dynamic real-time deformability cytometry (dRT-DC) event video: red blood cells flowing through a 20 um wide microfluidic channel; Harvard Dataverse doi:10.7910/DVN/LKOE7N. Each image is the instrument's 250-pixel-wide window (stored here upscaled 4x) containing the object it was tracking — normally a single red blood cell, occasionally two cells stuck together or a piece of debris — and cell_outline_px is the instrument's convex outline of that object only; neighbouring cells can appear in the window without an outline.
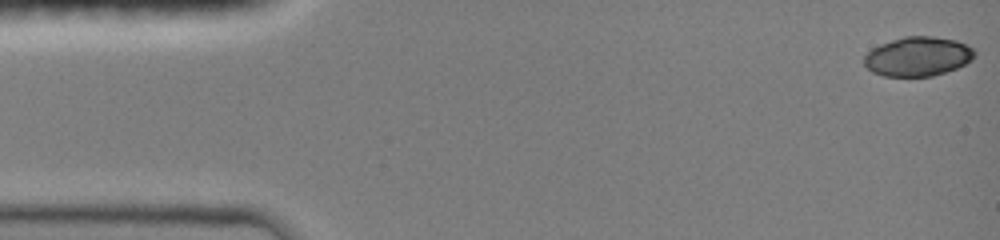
{"species": "common noctule bat (a hibernating species)", "species_latin": "Nyctalus noctula", "temperature_condition": "room temperature", "stored_images_in_passage": 10, "camera_frame_rate_fps": 3000, "um_per_image_px": 0.085, "animal": {"sex": "female", "body_mass_g": 19.0, "forearm_length_mm": 51.5}, "frame": {"image": 1, "passage_image": 1, "time_ms": 0.0, "image_size_px": [1000, 240], "cell_outline_px": [[976, 52], [972, 60], [956, 68], [932, 76], [884, 76], [872, 72], [864, 64], [864, 56], [872, 48], [880, 44], [904, 36], [932, 36], [956, 40], [972, 48]], "centroid_in_image_um": [78.0, 4.8], "position_along_channel_um": 7.0, "area_um2": 25.2}}